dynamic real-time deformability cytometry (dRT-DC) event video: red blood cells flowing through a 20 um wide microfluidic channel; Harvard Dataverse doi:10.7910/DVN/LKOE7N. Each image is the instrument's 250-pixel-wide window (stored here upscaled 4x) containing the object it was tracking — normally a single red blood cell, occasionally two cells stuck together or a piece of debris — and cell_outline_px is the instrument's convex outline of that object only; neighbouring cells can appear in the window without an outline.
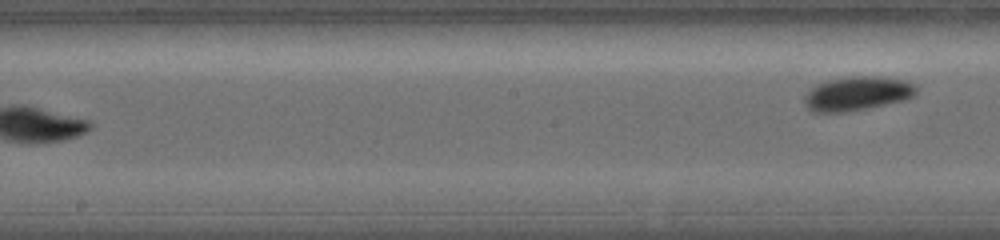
{"species": "common noctule bat (a hibernating species)", "species_latin": "Nyctalus noctula", "temperature_condition": "warm", "stored_images_in_passage": 10, "segment_of_instrument_passage": [2, 2], "camera_frame_rate_fps": 5000, "um_per_image_px": 0.085, "animal": {"sex": "female", "body_mass_g": 19.0, "forearm_length_mm": 56.7}, "frame": {"image": 1, "passage_image": 10, "time_ms": 8.0, "image_size_px": [1000, 240], "cell_outline_px": [[916, 92], [912, 96], [904, 100], [868, 108], [844, 112], [812, 112], [804, 104], [804, 96], [816, 84], [828, 80], [852, 76], [876, 76], [904, 80], [916, 84]], "centroid_in_image_um": [72.85, 7.95], "position_along_channel_um": 175.4, "area_um2": 22.14}}